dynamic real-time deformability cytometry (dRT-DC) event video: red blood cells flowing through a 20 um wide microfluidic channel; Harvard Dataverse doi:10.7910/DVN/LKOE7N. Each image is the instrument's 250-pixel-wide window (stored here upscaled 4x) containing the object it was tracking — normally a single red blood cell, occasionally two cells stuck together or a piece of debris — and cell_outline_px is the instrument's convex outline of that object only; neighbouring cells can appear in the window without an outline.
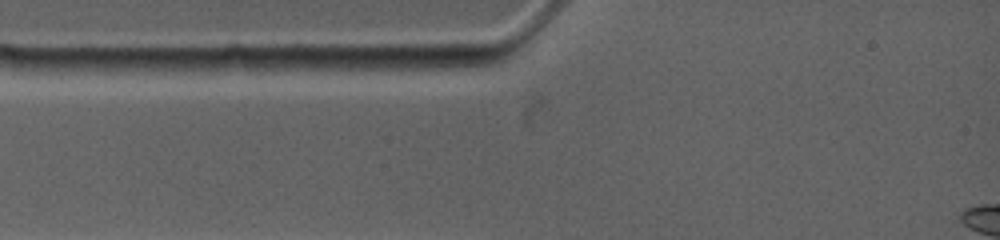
{"species": "common noctule bat (a hibernating species)", "species_latin": "Nyctalus noctula", "temperature_condition": "warm", "stored_images_in_passage": 1, "camera_frame_rate_fps": 4500, "um_per_image_px": 0.085, "animal": {"sex": "female", "body_mass_g": 19.0, "forearm_length_mm": 53.3}, "frame": {"image": 1, "passage_image": 1, "time_ms": 0.0, "image_size_px": [1000, 240], "cell_outline_px": [[204, 68], [172, 76], [48, 68], [36, 60], [200, 60]], "centroid_in_image_um": [10.91, 5.62], "position_along_channel_um": 74.1, "area_um2": 13.76}}